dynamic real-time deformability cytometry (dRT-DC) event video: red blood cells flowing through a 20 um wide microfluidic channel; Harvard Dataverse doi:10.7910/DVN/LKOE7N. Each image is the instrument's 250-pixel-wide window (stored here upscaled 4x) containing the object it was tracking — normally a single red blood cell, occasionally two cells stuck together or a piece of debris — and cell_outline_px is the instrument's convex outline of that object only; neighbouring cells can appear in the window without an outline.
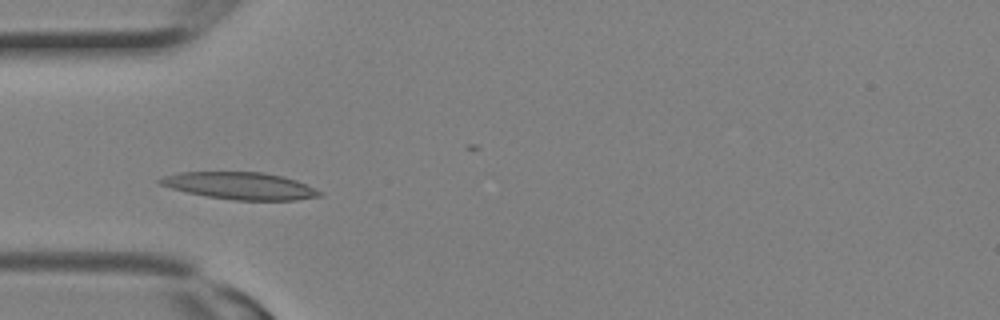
{"species": "Egyptian fruit bat (a non-hibernating species)", "species_latin": "Rousettus aegyptiacus", "temperature_condition": "room temperature", "stored_images_in_passage": 3, "camera_frame_rate_fps": 3000, "um_per_image_px": 0.085, "animal": {"sex": "female"}, "frame": {"image": 1, "passage_image": 3, "time_ms": 0.667, "image_size_px": [1000, 320], "cell_outline_px": [[324, 196], [296, 200], [232, 200], [204, 196], [172, 188], [160, 184], [156, 180], [164, 176], [184, 172], [264, 172], [296, 180], [320, 192]], "centroid_in_image_um": [20.4, 15.8], "position_along_channel_um": 64.6, "area_um2": 24.97}}